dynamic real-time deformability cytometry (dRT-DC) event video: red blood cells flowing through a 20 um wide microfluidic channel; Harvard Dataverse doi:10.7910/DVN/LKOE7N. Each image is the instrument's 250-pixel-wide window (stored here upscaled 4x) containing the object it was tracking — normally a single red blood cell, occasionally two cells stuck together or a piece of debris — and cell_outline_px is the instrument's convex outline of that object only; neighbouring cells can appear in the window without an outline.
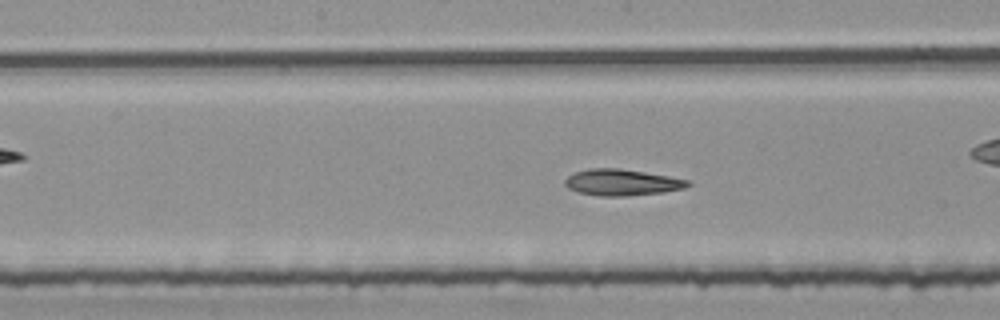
{"species": "common noctule bat (a hibernating species)", "species_latin": "Nyctalus noctula", "temperature_condition": "room temperature", "stored_images_in_passage": 37, "camera_frame_rate_fps": 3000, "um_per_image_px": 0.085, "animal": {"sex": "female", "body_mass_g": 25.1}, "frame": {"image": 1, "passage_image": 11, "time_ms": 3.333, "image_size_px": [1000, 320], "cell_outline_px": [[692, 184], [684, 188], [664, 192], [624, 196], [600, 196], [576, 192], [568, 188], [564, 184], [564, 180], [568, 176], [576, 172], [592, 168], [620, 168], [668, 176], [688, 180]], "centroid_in_image_um": [52.84, 15.51], "position_along_channel_um": 195.4, "area_um2": 18.79}}